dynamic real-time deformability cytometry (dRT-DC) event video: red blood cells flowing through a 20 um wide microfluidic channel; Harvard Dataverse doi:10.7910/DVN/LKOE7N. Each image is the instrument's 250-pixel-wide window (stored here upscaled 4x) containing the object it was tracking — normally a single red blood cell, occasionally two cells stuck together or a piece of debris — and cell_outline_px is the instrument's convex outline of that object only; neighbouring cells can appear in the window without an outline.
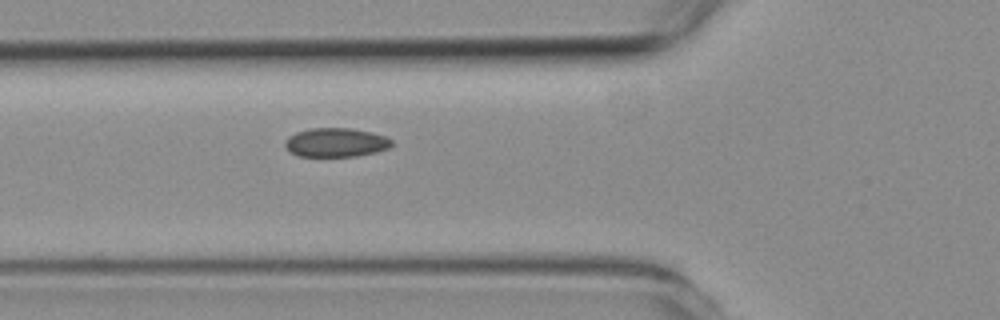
{"species": "common noctule bat (a hibernating species)", "species_latin": "Nyctalus noctula", "temperature_condition": "room temperature", "stored_images_in_passage": 6, "segment_of_instrument_passage": [1, 2], "camera_frame_rate_fps": 3000, "um_per_image_px": 0.085, "animal": {"sex": "female", "body_mass_g": 19.3, "forearm_length_mm": 54.1}, "frame": {"image": 1, "passage_image": 5, "time_ms": 5.0, "image_size_px": [1000, 320], "cell_outline_px": [[392, 144], [388, 148], [376, 152], [356, 156], [296, 156], [284, 144], [284, 140], [288, 136], [296, 132], [312, 128], [352, 128], [384, 136], [392, 140]], "centroid_in_image_um": [28.52, 12.11], "position_along_channel_um": 97.3, "area_um2": 17.86}}